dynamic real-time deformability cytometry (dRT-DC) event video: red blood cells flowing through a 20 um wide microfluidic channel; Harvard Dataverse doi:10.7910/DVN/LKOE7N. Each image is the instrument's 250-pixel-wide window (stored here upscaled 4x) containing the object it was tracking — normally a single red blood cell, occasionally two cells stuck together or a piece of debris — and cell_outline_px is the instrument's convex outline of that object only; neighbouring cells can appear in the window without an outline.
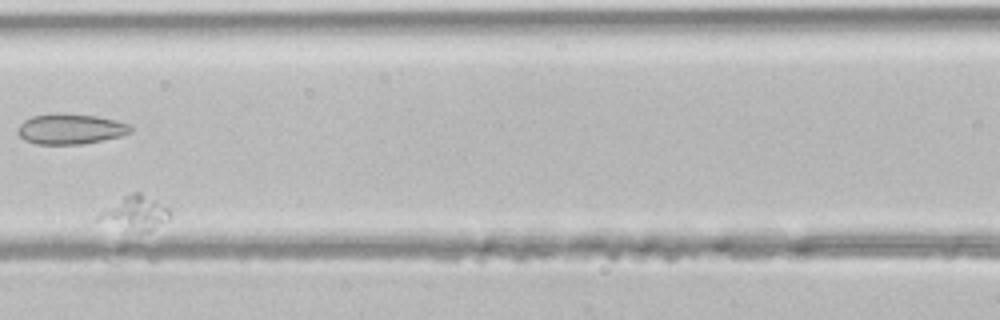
{"species": "common noctule bat (a hibernating species)", "species_latin": "Nyctalus noctula", "temperature_condition": "room temperature", "stored_images_in_passage": 8, "camera_frame_rate_fps": 3000, "um_per_image_px": 0.085, "animal": {"sex": "male", "body_mass_g": 21.5, "forearm_length_mm": 52.0}, "frame": {"image": 1, "passage_image": 6, "time_ms": 1.667, "image_size_px": [1000, 320], "cell_outline_px": [[168, 220], [148, 232], [96, 220], [96, 216], [100, 212], [124, 196], [132, 192], [140, 192], [168, 208]], "centroid_in_image_um": [11.5, 18.08], "position_along_channel_um": 155.1, "area_um2": 13.24}}